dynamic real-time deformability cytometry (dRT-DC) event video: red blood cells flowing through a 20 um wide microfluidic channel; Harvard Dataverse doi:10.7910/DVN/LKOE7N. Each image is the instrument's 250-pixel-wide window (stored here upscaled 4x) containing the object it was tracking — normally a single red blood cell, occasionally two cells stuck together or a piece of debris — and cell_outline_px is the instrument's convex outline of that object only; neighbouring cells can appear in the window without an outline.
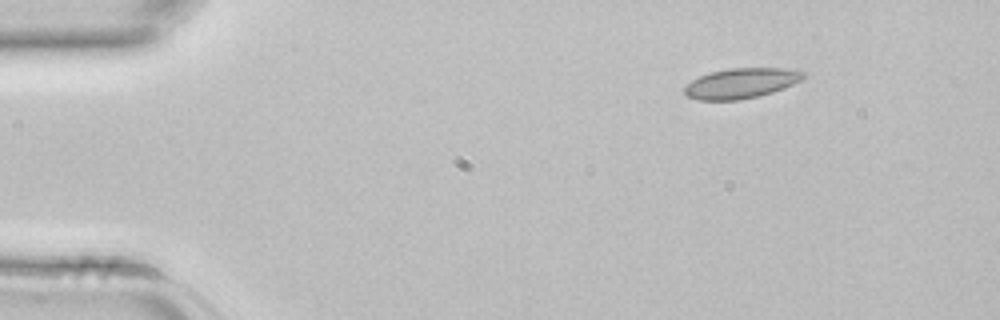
{"species": "common noctule bat (a hibernating species)", "species_latin": "Nyctalus noctula", "temperature_condition": "room temperature", "stored_images_in_passage": 3, "camera_frame_rate_fps": 3000, "um_per_image_px": 0.085, "animal": {"sex": "female", "body_mass_g": 22.7, "forearm_length_mm": 54.2}, "frame": {"image": 1, "passage_image": 1, "time_ms": 0.0, "image_size_px": [1000, 320], "cell_outline_px": [[804, 76], [800, 80], [784, 88], [760, 96], [740, 100], [696, 100], [688, 96], [684, 92], [684, 88], [692, 80], [700, 76], [712, 72], [728, 68], [796, 68], [804, 72]], "centroid_in_image_um": [63.02, 7.07], "position_along_channel_um": 22.0, "area_um2": 20.92}}
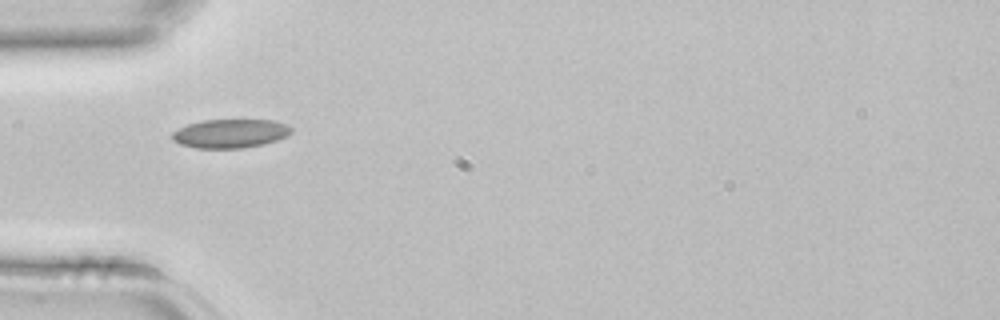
{"frame": {"image": 2, "passage_image": 3, "time_ms": 0.667, "image_size_px": [1000, 320], "cell_outline_px": [[292, 132], [288, 136], [264, 144], [244, 148], [196, 148], [180, 144], [172, 140], [172, 132], [188, 124], [200, 120], [272, 120], [288, 124], [292, 128]], "centroid_in_image_um": [19.59, 11.35], "position_along_channel_um": 65.4, "area_um2": 20.11}}